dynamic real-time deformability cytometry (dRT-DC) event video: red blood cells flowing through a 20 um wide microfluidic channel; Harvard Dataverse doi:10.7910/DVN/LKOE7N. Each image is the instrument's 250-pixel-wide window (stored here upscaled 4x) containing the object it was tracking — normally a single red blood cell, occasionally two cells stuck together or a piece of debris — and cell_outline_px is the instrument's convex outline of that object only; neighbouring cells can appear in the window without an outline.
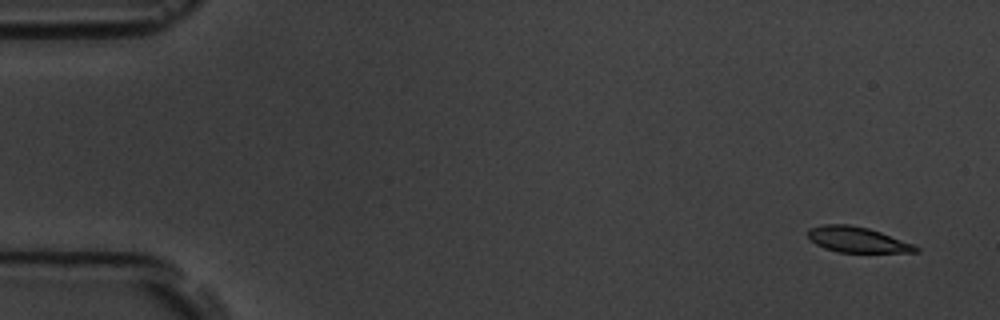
{"species": "common noctule bat (a hibernating species)", "species_latin": "Nyctalus noctula", "temperature_condition": "room temperature", "stored_images_in_passage": 5, "camera_frame_rate_fps": 3000, "um_per_image_px": 0.085, "animal": {"sex": "male", "body_mass_g": 19.5, "forearm_length_mm": 54.6}, "frame": {"image": 1, "passage_image": 1, "time_ms": 0.0, "image_size_px": [1000, 320], "cell_outline_px": [[920, 252], [836, 252], [824, 248], [816, 244], [808, 236], [808, 228], [824, 224], [848, 224], [868, 228], [880, 232], [912, 244], [920, 248]], "centroid_in_image_um": [72.84, 20.37], "position_along_channel_um": 12.2, "area_um2": 15.9}}
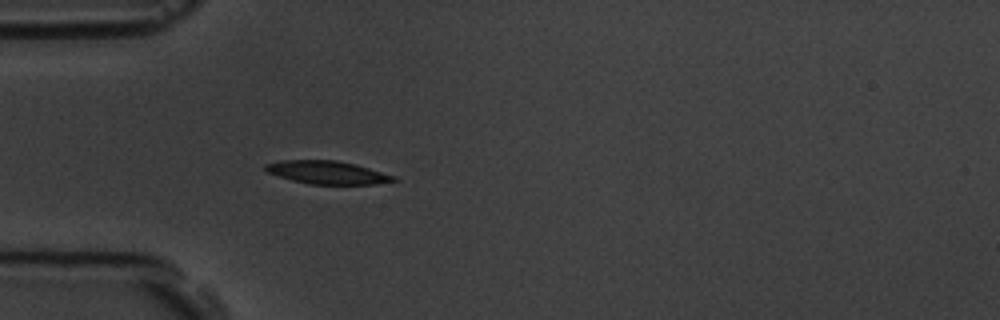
{"frame": {"image": 2, "passage_image": 5, "time_ms": 4.667, "image_size_px": [1000, 320], "cell_outline_px": [[400, 180], [376, 184], [308, 184], [292, 180], [268, 172], [264, 168], [264, 164], [280, 160], [336, 160], [356, 164], [396, 176]], "centroid_in_image_um": [27.85, 14.65], "position_along_channel_um": 57.1, "area_um2": 17.28}}